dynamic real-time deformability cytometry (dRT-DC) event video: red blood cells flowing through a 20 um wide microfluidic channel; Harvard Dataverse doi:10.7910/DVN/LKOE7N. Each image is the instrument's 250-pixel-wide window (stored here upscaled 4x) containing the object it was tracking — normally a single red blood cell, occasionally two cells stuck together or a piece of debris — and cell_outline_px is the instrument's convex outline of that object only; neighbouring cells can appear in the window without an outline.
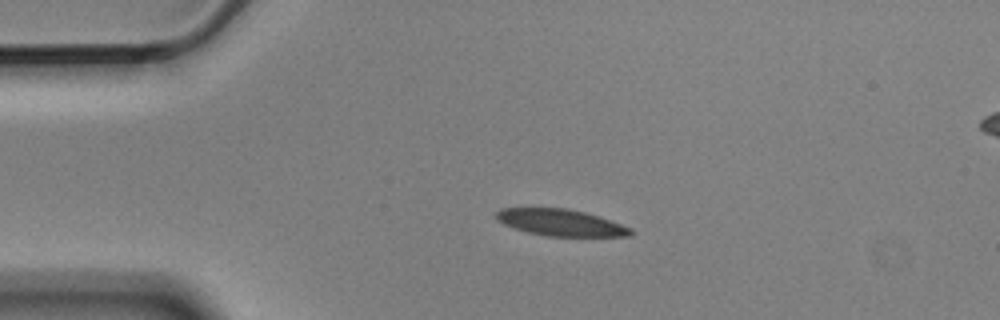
{"species": "Egyptian fruit bat (a non-hibernating species)", "species_latin": "Rousettus aegyptiacus", "temperature_condition": "cold", "stored_images_in_passage": 4, "segment_of_instrument_passage": [1, 2], "camera_frame_rate_fps": 3000, "um_per_image_px": 0.085, "animal": {"sex": "male"}, "frame": {"image": 1, "passage_image": 2, "time_ms": 0.333, "image_size_px": [1000, 320], "cell_outline_px": [[632, 236], [548, 236], [528, 232], [504, 224], [496, 220], [496, 212], [500, 208], [568, 208], [584, 212], [632, 228]], "centroid_in_image_um": [47.63, 18.91], "position_along_channel_um": 37.4, "area_um2": 20.58}}